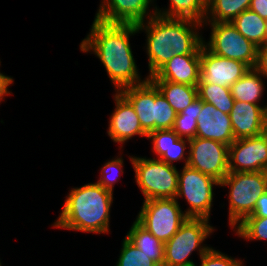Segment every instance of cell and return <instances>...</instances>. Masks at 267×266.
Here are the masks:
<instances>
[{"label":"cell","mask_w":267,"mask_h":266,"mask_svg":"<svg viewBox=\"0 0 267 266\" xmlns=\"http://www.w3.org/2000/svg\"><path fill=\"white\" fill-rule=\"evenodd\" d=\"M229 116L235 139L255 137L267 131V105L235 101Z\"/></svg>","instance_id":"cell-14"},{"label":"cell","mask_w":267,"mask_h":266,"mask_svg":"<svg viewBox=\"0 0 267 266\" xmlns=\"http://www.w3.org/2000/svg\"><path fill=\"white\" fill-rule=\"evenodd\" d=\"M188 166L221 182L229 173V146L221 142L195 137L188 143Z\"/></svg>","instance_id":"cell-10"},{"label":"cell","mask_w":267,"mask_h":266,"mask_svg":"<svg viewBox=\"0 0 267 266\" xmlns=\"http://www.w3.org/2000/svg\"><path fill=\"white\" fill-rule=\"evenodd\" d=\"M102 1L95 19L105 23L138 25L156 15L154 10L149 14V3L151 5L154 0Z\"/></svg>","instance_id":"cell-13"},{"label":"cell","mask_w":267,"mask_h":266,"mask_svg":"<svg viewBox=\"0 0 267 266\" xmlns=\"http://www.w3.org/2000/svg\"><path fill=\"white\" fill-rule=\"evenodd\" d=\"M204 24L187 19H171L154 15L146 24L137 25L147 35L146 53L150 78L174 55L201 54L202 35L196 31Z\"/></svg>","instance_id":"cell-2"},{"label":"cell","mask_w":267,"mask_h":266,"mask_svg":"<svg viewBox=\"0 0 267 266\" xmlns=\"http://www.w3.org/2000/svg\"><path fill=\"white\" fill-rule=\"evenodd\" d=\"M251 0H207L204 22H231L248 10Z\"/></svg>","instance_id":"cell-24"},{"label":"cell","mask_w":267,"mask_h":266,"mask_svg":"<svg viewBox=\"0 0 267 266\" xmlns=\"http://www.w3.org/2000/svg\"><path fill=\"white\" fill-rule=\"evenodd\" d=\"M114 100L116 108L109 118L107 131L113 142L124 144L134 135L147 137V133L142 129L139 117L131 103L120 92H116Z\"/></svg>","instance_id":"cell-15"},{"label":"cell","mask_w":267,"mask_h":266,"mask_svg":"<svg viewBox=\"0 0 267 266\" xmlns=\"http://www.w3.org/2000/svg\"><path fill=\"white\" fill-rule=\"evenodd\" d=\"M215 185H220L215 178L184 165L182 172L178 173V192L175 199L185 197L189 208L184 212L188 218L209 220Z\"/></svg>","instance_id":"cell-7"},{"label":"cell","mask_w":267,"mask_h":266,"mask_svg":"<svg viewBox=\"0 0 267 266\" xmlns=\"http://www.w3.org/2000/svg\"><path fill=\"white\" fill-rule=\"evenodd\" d=\"M197 88L198 97L202 101L211 103L223 113L230 114L235 102L230 87H221L216 84H198Z\"/></svg>","instance_id":"cell-25"},{"label":"cell","mask_w":267,"mask_h":266,"mask_svg":"<svg viewBox=\"0 0 267 266\" xmlns=\"http://www.w3.org/2000/svg\"><path fill=\"white\" fill-rule=\"evenodd\" d=\"M123 158L122 157H116L112 160H109L108 162H106L104 164V166H102L101 169V177L100 179L97 181L98 184H100L103 188L108 189L110 191L113 192V186L115 185V183L119 180V178H115V175L119 174L120 177V173H124L123 172ZM111 173L112 177L109 176Z\"/></svg>","instance_id":"cell-31"},{"label":"cell","mask_w":267,"mask_h":266,"mask_svg":"<svg viewBox=\"0 0 267 266\" xmlns=\"http://www.w3.org/2000/svg\"><path fill=\"white\" fill-rule=\"evenodd\" d=\"M138 32L137 25L111 24L94 19L90 33L80 44L81 51H92L100 59L116 92L149 79L141 80L130 47V36Z\"/></svg>","instance_id":"cell-1"},{"label":"cell","mask_w":267,"mask_h":266,"mask_svg":"<svg viewBox=\"0 0 267 266\" xmlns=\"http://www.w3.org/2000/svg\"><path fill=\"white\" fill-rule=\"evenodd\" d=\"M126 238L138 247L158 266H163L165 243L157 239L137 220H135L127 233Z\"/></svg>","instance_id":"cell-19"},{"label":"cell","mask_w":267,"mask_h":266,"mask_svg":"<svg viewBox=\"0 0 267 266\" xmlns=\"http://www.w3.org/2000/svg\"><path fill=\"white\" fill-rule=\"evenodd\" d=\"M200 67L201 54L174 55L149 79L198 86Z\"/></svg>","instance_id":"cell-17"},{"label":"cell","mask_w":267,"mask_h":266,"mask_svg":"<svg viewBox=\"0 0 267 266\" xmlns=\"http://www.w3.org/2000/svg\"><path fill=\"white\" fill-rule=\"evenodd\" d=\"M236 234L246 240H267V218L246 217L235 227Z\"/></svg>","instance_id":"cell-27"},{"label":"cell","mask_w":267,"mask_h":266,"mask_svg":"<svg viewBox=\"0 0 267 266\" xmlns=\"http://www.w3.org/2000/svg\"><path fill=\"white\" fill-rule=\"evenodd\" d=\"M200 266H243V260L229 257L212 247L201 257Z\"/></svg>","instance_id":"cell-32"},{"label":"cell","mask_w":267,"mask_h":266,"mask_svg":"<svg viewBox=\"0 0 267 266\" xmlns=\"http://www.w3.org/2000/svg\"><path fill=\"white\" fill-rule=\"evenodd\" d=\"M247 217L267 218V191L259 197L252 214Z\"/></svg>","instance_id":"cell-35"},{"label":"cell","mask_w":267,"mask_h":266,"mask_svg":"<svg viewBox=\"0 0 267 266\" xmlns=\"http://www.w3.org/2000/svg\"><path fill=\"white\" fill-rule=\"evenodd\" d=\"M266 27H267V20H266ZM266 43H267V28H266Z\"/></svg>","instance_id":"cell-38"},{"label":"cell","mask_w":267,"mask_h":266,"mask_svg":"<svg viewBox=\"0 0 267 266\" xmlns=\"http://www.w3.org/2000/svg\"><path fill=\"white\" fill-rule=\"evenodd\" d=\"M196 137L230 146L235 138L229 114L223 113L211 103L202 101V109L197 118Z\"/></svg>","instance_id":"cell-16"},{"label":"cell","mask_w":267,"mask_h":266,"mask_svg":"<svg viewBox=\"0 0 267 266\" xmlns=\"http://www.w3.org/2000/svg\"><path fill=\"white\" fill-rule=\"evenodd\" d=\"M177 112L155 85V130L172 129Z\"/></svg>","instance_id":"cell-29"},{"label":"cell","mask_w":267,"mask_h":266,"mask_svg":"<svg viewBox=\"0 0 267 266\" xmlns=\"http://www.w3.org/2000/svg\"><path fill=\"white\" fill-rule=\"evenodd\" d=\"M202 109V100L197 97L182 112L177 113L173 130L180 138L192 139L196 137L197 118Z\"/></svg>","instance_id":"cell-26"},{"label":"cell","mask_w":267,"mask_h":266,"mask_svg":"<svg viewBox=\"0 0 267 266\" xmlns=\"http://www.w3.org/2000/svg\"><path fill=\"white\" fill-rule=\"evenodd\" d=\"M205 218H188L177 233L165 242L163 266H196L189 256L199 251L201 257L211 247L202 243L214 231ZM202 245V246H201Z\"/></svg>","instance_id":"cell-6"},{"label":"cell","mask_w":267,"mask_h":266,"mask_svg":"<svg viewBox=\"0 0 267 266\" xmlns=\"http://www.w3.org/2000/svg\"><path fill=\"white\" fill-rule=\"evenodd\" d=\"M254 68L267 79V43L258 47L257 61Z\"/></svg>","instance_id":"cell-34"},{"label":"cell","mask_w":267,"mask_h":266,"mask_svg":"<svg viewBox=\"0 0 267 266\" xmlns=\"http://www.w3.org/2000/svg\"><path fill=\"white\" fill-rule=\"evenodd\" d=\"M262 77L260 72L255 68H251L230 87L234 100L260 104L259 102L264 92Z\"/></svg>","instance_id":"cell-22"},{"label":"cell","mask_w":267,"mask_h":266,"mask_svg":"<svg viewBox=\"0 0 267 266\" xmlns=\"http://www.w3.org/2000/svg\"><path fill=\"white\" fill-rule=\"evenodd\" d=\"M116 266H158L148 255L132 244L126 237L123 239L120 256Z\"/></svg>","instance_id":"cell-28"},{"label":"cell","mask_w":267,"mask_h":266,"mask_svg":"<svg viewBox=\"0 0 267 266\" xmlns=\"http://www.w3.org/2000/svg\"><path fill=\"white\" fill-rule=\"evenodd\" d=\"M13 81V78L0 72V102L3 101L2 99H4V96L10 95L11 92L8 87L13 83Z\"/></svg>","instance_id":"cell-37"},{"label":"cell","mask_w":267,"mask_h":266,"mask_svg":"<svg viewBox=\"0 0 267 266\" xmlns=\"http://www.w3.org/2000/svg\"><path fill=\"white\" fill-rule=\"evenodd\" d=\"M219 186H228L229 224L234 229L251 215L257 200L267 191V171L229 172Z\"/></svg>","instance_id":"cell-4"},{"label":"cell","mask_w":267,"mask_h":266,"mask_svg":"<svg viewBox=\"0 0 267 266\" xmlns=\"http://www.w3.org/2000/svg\"><path fill=\"white\" fill-rule=\"evenodd\" d=\"M207 23L211 24V35L203 45L210 52L255 67L258 47L241 35L231 22H204Z\"/></svg>","instance_id":"cell-9"},{"label":"cell","mask_w":267,"mask_h":266,"mask_svg":"<svg viewBox=\"0 0 267 266\" xmlns=\"http://www.w3.org/2000/svg\"><path fill=\"white\" fill-rule=\"evenodd\" d=\"M169 5V8L163 11L154 7L156 15L204 23L207 12V0H170Z\"/></svg>","instance_id":"cell-21"},{"label":"cell","mask_w":267,"mask_h":266,"mask_svg":"<svg viewBox=\"0 0 267 266\" xmlns=\"http://www.w3.org/2000/svg\"><path fill=\"white\" fill-rule=\"evenodd\" d=\"M166 98L170 106L180 113L198 97L197 86L173 83L164 80H151Z\"/></svg>","instance_id":"cell-20"},{"label":"cell","mask_w":267,"mask_h":266,"mask_svg":"<svg viewBox=\"0 0 267 266\" xmlns=\"http://www.w3.org/2000/svg\"><path fill=\"white\" fill-rule=\"evenodd\" d=\"M251 68L244 62L215 55L201 46L200 81L198 84H216L231 87Z\"/></svg>","instance_id":"cell-12"},{"label":"cell","mask_w":267,"mask_h":266,"mask_svg":"<svg viewBox=\"0 0 267 266\" xmlns=\"http://www.w3.org/2000/svg\"><path fill=\"white\" fill-rule=\"evenodd\" d=\"M249 9L267 20V0H251Z\"/></svg>","instance_id":"cell-36"},{"label":"cell","mask_w":267,"mask_h":266,"mask_svg":"<svg viewBox=\"0 0 267 266\" xmlns=\"http://www.w3.org/2000/svg\"><path fill=\"white\" fill-rule=\"evenodd\" d=\"M130 157L135 172V181L145 200L175 198L178 192L176 165L160 159Z\"/></svg>","instance_id":"cell-5"},{"label":"cell","mask_w":267,"mask_h":266,"mask_svg":"<svg viewBox=\"0 0 267 266\" xmlns=\"http://www.w3.org/2000/svg\"><path fill=\"white\" fill-rule=\"evenodd\" d=\"M267 171V131L235 139L229 146V172Z\"/></svg>","instance_id":"cell-11"},{"label":"cell","mask_w":267,"mask_h":266,"mask_svg":"<svg viewBox=\"0 0 267 266\" xmlns=\"http://www.w3.org/2000/svg\"><path fill=\"white\" fill-rule=\"evenodd\" d=\"M189 139L179 138L174 145H172L160 158L161 161L169 165H174V161H185V166L188 164L189 156L185 155V150L187 149V144ZM185 155V156H184Z\"/></svg>","instance_id":"cell-33"},{"label":"cell","mask_w":267,"mask_h":266,"mask_svg":"<svg viewBox=\"0 0 267 266\" xmlns=\"http://www.w3.org/2000/svg\"><path fill=\"white\" fill-rule=\"evenodd\" d=\"M232 25L255 46L266 44V20L250 9L243 11L231 21Z\"/></svg>","instance_id":"cell-23"},{"label":"cell","mask_w":267,"mask_h":266,"mask_svg":"<svg viewBox=\"0 0 267 266\" xmlns=\"http://www.w3.org/2000/svg\"><path fill=\"white\" fill-rule=\"evenodd\" d=\"M133 106L142 129L148 134L155 130V84L145 83L123 88L119 91Z\"/></svg>","instance_id":"cell-18"},{"label":"cell","mask_w":267,"mask_h":266,"mask_svg":"<svg viewBox=\"0 0 267 266\" xmlns=\"http://www.w3.org/2000/svg\"><path fill=\"white\" fill-rule=\"evenodd\" d=\"M152 139L153 152L160 158L180 138L173 129L154 130L147 134Z\"/></svg>","instance_id":"cell-30"},{"label":"cell","mask_w":267,"mask_h":266,"mask_svg":"<svg viewBox=\"0 0 267 266\" xmlns=\"http://www.w3.org/2000/svg\"><path fill=\"white\" fill-rule=\"evenodd\" d=\"M113 192L97 182L72 188L66 196L56 228L90 233H108Z\"/></svg>","instance_id":"cell-3"},{"label":"cell","mask_w":267,"mask_h":266,"mask_svg":"<svg viewBox=\"0 0 267 266\" xmlns=\"http://www.w3.org/2000/svg\"><path fill=\"white\" fill-rule=\"evenodd\" d=\"M175 198L144 200L136 220L162 242H167L188 219Z\"/></svg>","instance_id":"cell-8"}]
</instances>
